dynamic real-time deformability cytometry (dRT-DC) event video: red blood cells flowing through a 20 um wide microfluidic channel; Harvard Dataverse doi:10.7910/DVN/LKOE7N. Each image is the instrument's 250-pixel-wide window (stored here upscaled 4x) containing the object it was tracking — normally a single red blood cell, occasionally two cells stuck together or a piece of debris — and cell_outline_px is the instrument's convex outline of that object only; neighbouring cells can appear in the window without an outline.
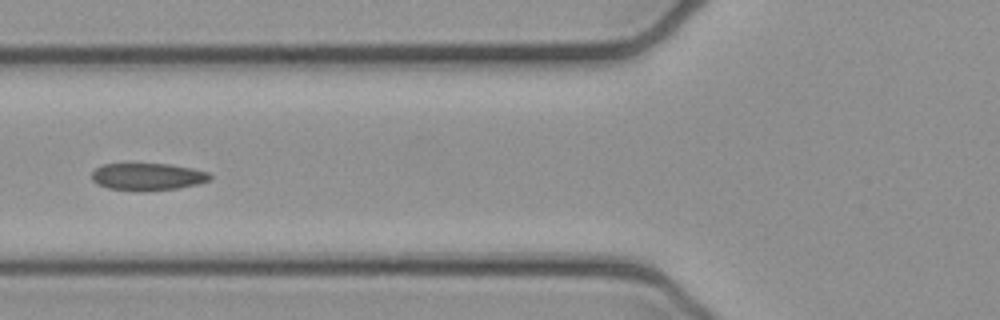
{"species": "common noctule bat (a hibernating species)", "species_latin": "Nyctalus noctula", "temperature_condition": "cold", "stored_images_in_passage": 5, "camera_frame_rate_fps": 3000, "um_per_image_px": 0.085, "animal": {"sex": "female", "body_mass_g": 21.9}, "frame": {"image": 1, "passage_image": 5, "time_ms": 1.333, "image_size_px": [1000, 320], "cell_outline_px": [[212, 180], [200, 184], [176, 188], [108, 188], [96, 184], [92, 180], [92, 172], [96, 168], [104, 164], [168, 164], [192, 168], [208, 172], [212, 176]], "centroid_in_image_um": [12.59, 14.97], "position_along_channel_um": 113.2, "area_um2": 17.98}}